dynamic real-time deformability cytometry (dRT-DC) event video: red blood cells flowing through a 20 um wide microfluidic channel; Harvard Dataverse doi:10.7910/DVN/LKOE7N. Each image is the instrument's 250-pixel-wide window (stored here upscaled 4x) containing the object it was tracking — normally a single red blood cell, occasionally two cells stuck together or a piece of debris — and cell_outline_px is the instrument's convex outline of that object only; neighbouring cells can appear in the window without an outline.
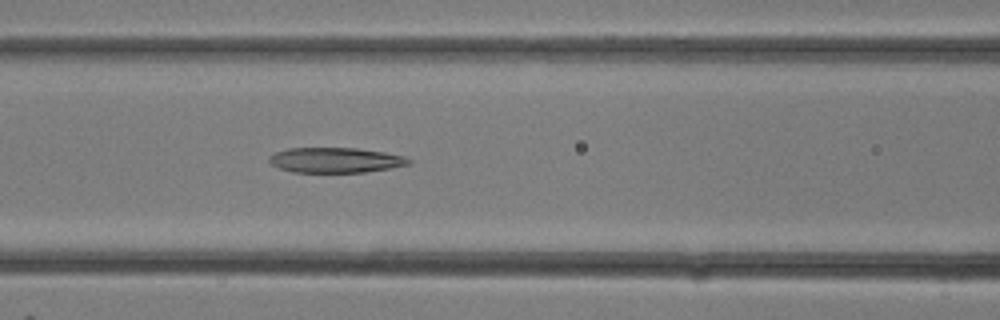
{"species": "common noctule bat (a hibernating species)", "species_latin": "Nyctalus noctula", "temperature_condition": "room temperature", "stored_images_in_passage": 12, "camera_frame_rate_fps": 3000, "um_per_image_px": 0.085, "animal": {"sex": "female"}, "frame": {"image": 1, "passage_image": 12, "time_ms": 3.667, "image_size_px": [1000, 320], "cell_outline_px": [[412, 164], [392, 168], [364, 172], [292, 172], [280, 168], [272, 164], [268, 160], [268, 156], [276, 152], [288, 148], [356, 148], [384, 152], [404, 156], [412, 160]], "centroid_in_image_um": [28.54, 13.61], "position_along_channel_um": 138.1, "area_um2": 20.52}}